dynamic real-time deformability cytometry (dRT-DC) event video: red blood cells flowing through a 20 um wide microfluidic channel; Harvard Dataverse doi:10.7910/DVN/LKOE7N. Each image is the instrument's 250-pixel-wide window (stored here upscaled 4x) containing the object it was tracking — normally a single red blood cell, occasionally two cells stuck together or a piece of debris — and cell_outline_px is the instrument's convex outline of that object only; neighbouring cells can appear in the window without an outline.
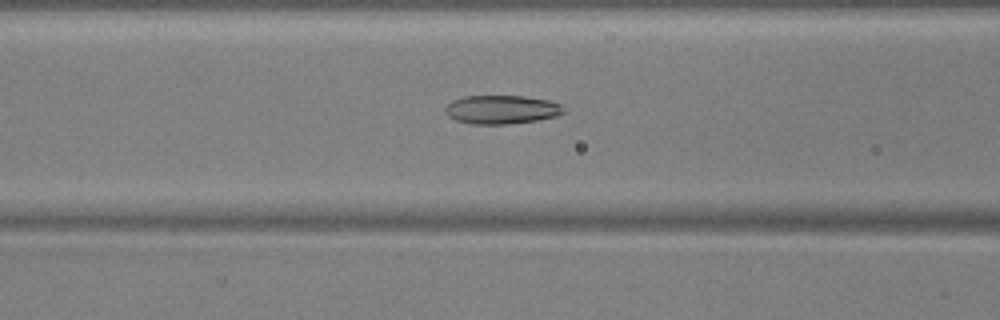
{"species": "common noctule bat (a hibernating species)", "species_latin": "Nyctalus noctula", "temperature_condition": "warm", "stored_images_in_passage": 45, "camera_frame_rate_fps": 3000, "um_per_image_px": 0.085, "animal": {"sex": "male", "body_mass_g": 17.9, "forearm_length_mm": 54.2}, "frame": {"image": 1, "passage_image": 23, "time_ms": 7.333, "image_size_px": [1000, 320], "cell_outline_px": [[568, 112], [556, 116], [536, 120], [504, 124], [472, 124], [456, 120], [448, 116], [444, 112], [444, 108], [452, 100], [464, 96], [524, 96], [548, 100], [560, 104]], "centroid_in_image_um": [42.63, 9.31], "position_along_channel_um": 124.0, "area_um2": 19.83}}
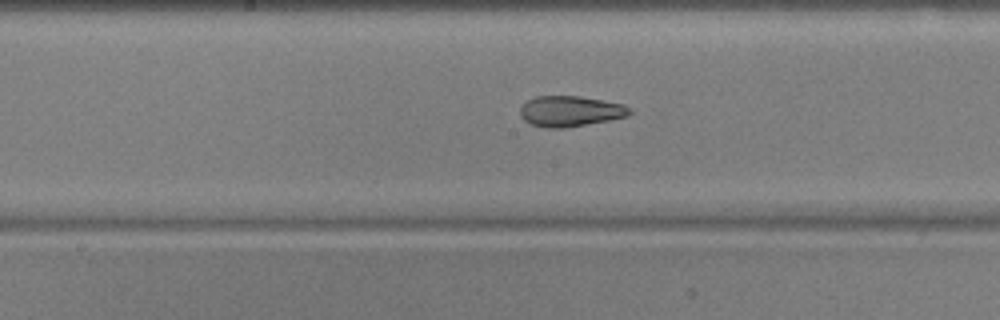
{"frame": {"image": 2, "passage_image": 29, "time_ms": 9.333, "image_size_px": [1000, 320], "cell_outline_px": [[632, 112], [628, 116], [608, 120], [564, 128], [544, 128], [532, 124], [524, 120], [520, 116], [520, 108], [528, 100], [536, 96], [580, 96], [624, 104], [632, 108]], "centroid_in_image_um": [48.48, 9.45], "position_along_channel_um": 199.7, "area_um2": 19.54}}
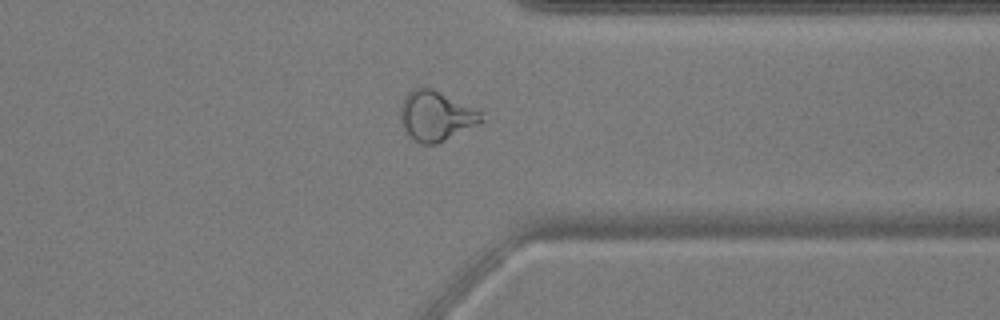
{"frame": {"image": 3, "passage_image": 43, "time_ms": 14.0, "image_size_px": [1000, 320], "cell_outline_px": [[484, 120], [436, 144], [420, 144], [404, 128], [400, 120], [400, 104], [404, 96], [412, 88], [432, 88], [476, 108], [480, 112]], "centroid_in_image_um": [37.02, 9.82], "position_along_channel_um": 374.4, "area_um2": 23.12}}